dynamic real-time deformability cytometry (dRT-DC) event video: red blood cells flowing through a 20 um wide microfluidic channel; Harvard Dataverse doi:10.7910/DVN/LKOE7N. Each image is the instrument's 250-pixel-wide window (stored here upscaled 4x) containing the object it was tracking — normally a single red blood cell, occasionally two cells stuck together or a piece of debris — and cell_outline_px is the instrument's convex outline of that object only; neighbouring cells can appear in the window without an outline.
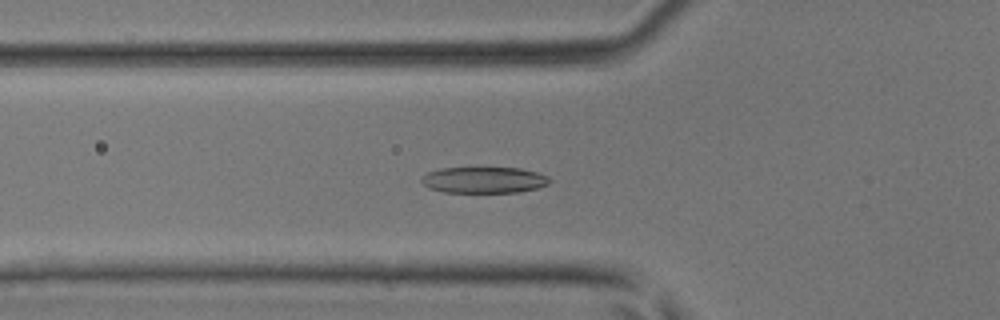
{"species": "common noctule bat (a hibernating species)", "species_latin": "Nyctalus noctula", "temperature_condition": "room temperature", "stored_images_in_passage": 46, "segment_of_instrument_passage": [1, 2], "camera_frame_rate_fps": 3000, "um_per_image_px": 0.085, "animal": {"sex": "male", "body_mass_g": 17.9, "forearm_length_mm": 54.2}, "frame": {"image": 1, "passage_image": 17, "time_ms": 5.333, "image_size_px": [1000, 320], "cell_outline_px": [[552, 180], [548, 184], [536, 188], [520, 192], [444, 192], [428, 188], [420, 180], [420, 176], [428, 172], [440, 168], [520, 168], [536, 172], [548, 176]], "centroid_in_image_um": [41.12, 15.3], "position_along_channel_um": 84.7, "area_um2": 19.59}}
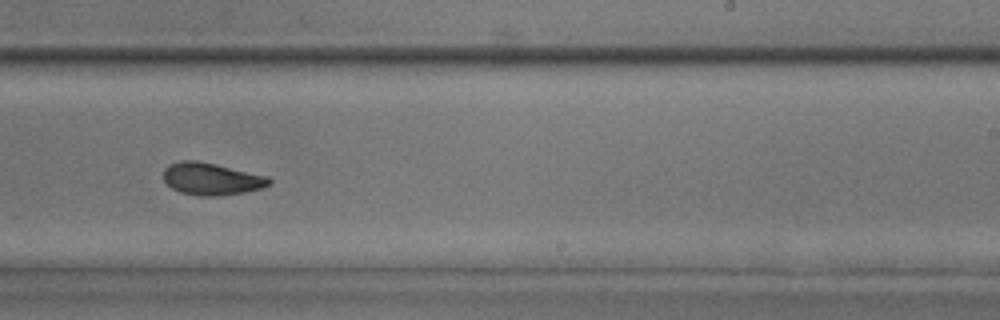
{"frame": {"image": 2, "passage_image": 29, "time_ms": 9.333, "image_size_px": [1000, 320], "cell_outline_px": [[272, 184], [260, 188], [244, 192], [216, 196], [200, 196], [180, 192], [172, 188], [164, 180], [164, 168], [168, 164], [180, 160], [196, 160], [216, 164], [268, 176], [272, 180]], "centroid_in_image_um": [17.97, 15.19], "position_along_channel_um": 271.0, "area_um2": 19.88}}
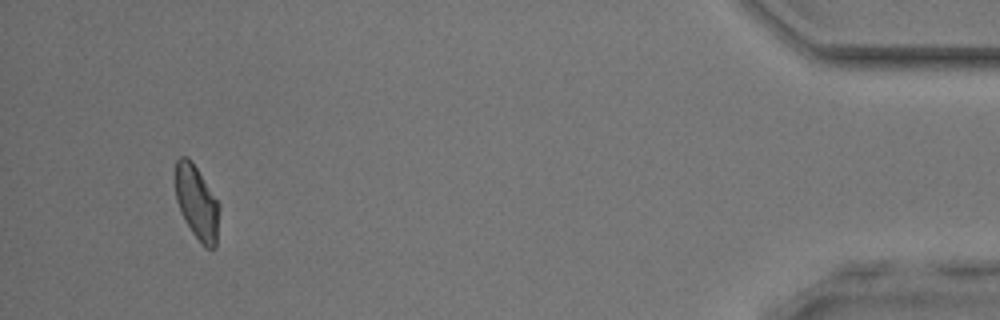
{"frame": {"image": 3, "passage_image": 43, "time_ms": 14.0, "image_size_px": [1000, 320], "cell_outline_px": [[220, 204], [216, 248], [204, 248], [192, 232], [180, 212], [176, 200], [176, 160], [180, 156], [188, 156]], "centroid_in_image_um": [16.74, 17.25], "position_along_channel_um": 418.5, "area_um2": 18.84}}